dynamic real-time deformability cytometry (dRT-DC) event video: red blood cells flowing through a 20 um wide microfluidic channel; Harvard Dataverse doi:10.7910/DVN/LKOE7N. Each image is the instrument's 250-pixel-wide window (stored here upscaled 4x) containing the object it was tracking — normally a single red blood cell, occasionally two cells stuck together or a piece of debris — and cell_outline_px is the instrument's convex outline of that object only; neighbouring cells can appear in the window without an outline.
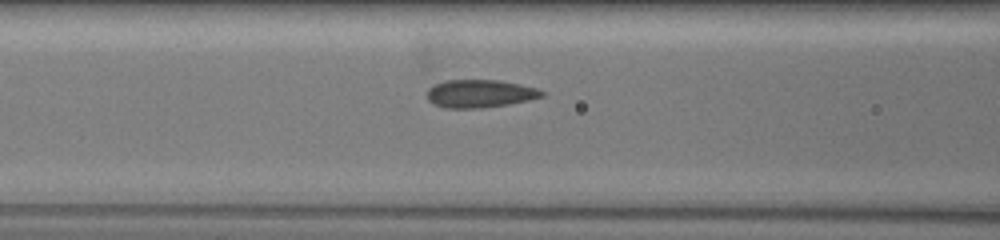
{"species": "common noctule bat (a hibernating species)", "species_latin": "Nyctalus noctula", "temperature_condition": "warm", "stored_images_in_passage": 7, "segment_of_instrument_passage": [1, 2], "camera_frame_rate_fps": 3000, "um_per_image_px": 0.085, "animal": {"sex": "female", "body_mass_g": 19.5, "forearm_length_mm": 54.1}, "frame": {"image": 1, "passage_image": 5, "time_ms": 1.0, "image_size_px": [1000, 240], "cell_outline_px": [[544, 96], [528, 100], [508, 104], [480, 108], [444, 108], [432, 104], [428, 100], [428, 88], [432, 84], [448, 80], [500, 80], [536, 88], [544, 92]], "centroid_in_image_um": [40.75, 7.96], "position_along_channel_um": 125.9, "area_um2": 18.67}}